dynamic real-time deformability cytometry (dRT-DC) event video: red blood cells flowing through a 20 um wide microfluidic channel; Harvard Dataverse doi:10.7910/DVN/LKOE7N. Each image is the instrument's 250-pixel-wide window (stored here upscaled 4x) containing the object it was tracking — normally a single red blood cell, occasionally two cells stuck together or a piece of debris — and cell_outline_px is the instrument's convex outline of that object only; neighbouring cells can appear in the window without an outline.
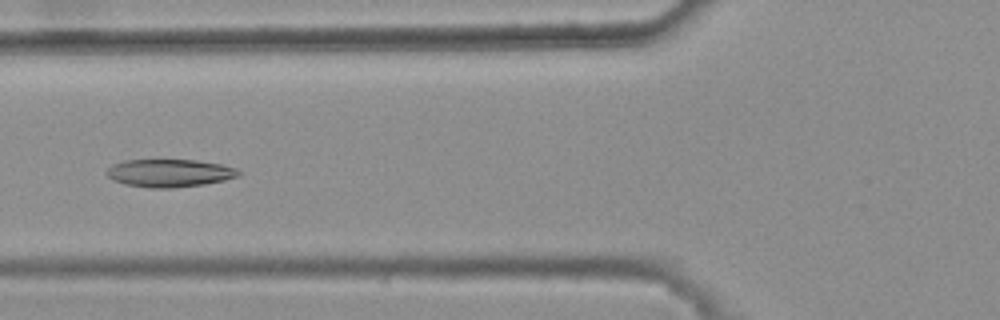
{"species": "common noctule bat (a hibernating species)", "species_latin": "Nyctalus noctula", "temperature_condition": "warm", "stored_images_in_passage": 45, "camera_frame_rate_fps": 3000, "um_per_image_px": 0.085, "animal": {"sex": "female", "body_mass_g": 25.1}, "frame": {"image": 1, "passage_image": 20, "time_ms": 6.333, "image_size_px": [1000, 320], "cell_outline_px": [[244, 172], [240, 176], [224, 180], [204, 184], [172, 188], [152, 188], [128, 184], [112, 180], [104, 172], [112, 164], [124, 160], [196, 160], [220, 164], [236, 168]], "centroid_in_image_um": [14.43, 14.7], "position_along_channel_um": 111.4, "area_um2": 21.44}}
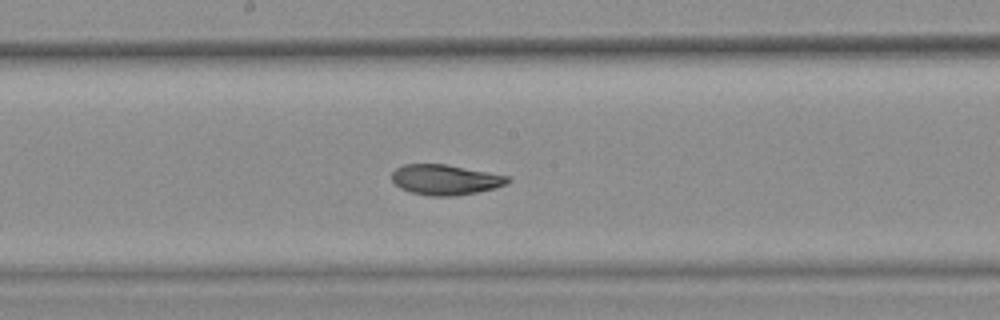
{"frame": {"image": 2, "passage_image": 28, "time_ms": 9.0, "image_size_px": [1000, 320], "cell_outline_px": [[512, 180], [508, 184], [496, 188], [456, 196], [428, 196], [412, 192], [400, 188], [392, 180], [392, 172], [396, 168], [404, 164], [444, 164], [488, 172], [508, 176]], "centroid_in_image_um": [37.87, 15.28], "position_along_channel_um": 210.3, "area_um2": 20.46}}
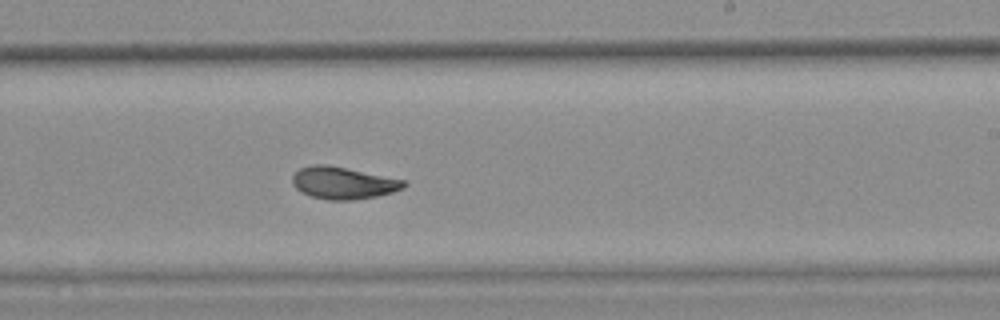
{"frame": {"image": 3, "passage_image": 32, "time_ms": 10.333, "image_size_px": [1000, 320], "cell_outline_px": [[408, 184], [404, 188], [392, 192], [376, 196], [352, 200], [328, 200], [308, 196], [300, 192], [292, 184], [292, 176], [300, 168], [312, 164], [328, 164], [408, 180]], "centroid_in_image_um": [29.18, 15.54], "position_along_channel_um": 259.8, "area_um2": 21.27}, "authors_computed_cell_mechanics": {"area_um2": 21.386, "velocity_mm_per_s": 3.7221, "shape_relaxation_time_tau1_ms": 10.1211, "shape_relaxation_time_tau2_ms": 2.4103, "deformation_change_tau1": 0.2241, "deformation_change_tau2": 0.0773}}